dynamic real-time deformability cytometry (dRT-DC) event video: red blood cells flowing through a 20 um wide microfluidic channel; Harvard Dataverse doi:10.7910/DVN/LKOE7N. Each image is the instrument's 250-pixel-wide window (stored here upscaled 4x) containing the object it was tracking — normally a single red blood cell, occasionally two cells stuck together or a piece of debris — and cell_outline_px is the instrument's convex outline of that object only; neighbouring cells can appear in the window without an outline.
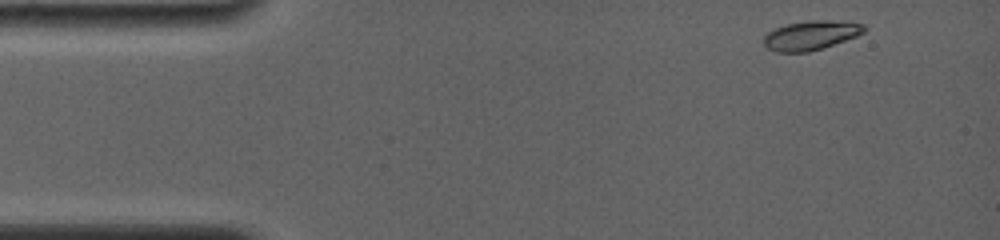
{"species": "common noctule bat (a hibernating species)", "species_latin": "Nyctalus noctula", "temperature_condition": "room temperature", "stored_images_in_passage": 41, "camera_frame_rate_fps": 4000, "um_per_image_px": 0.085, "animal": {"sex": "female", "body_mass_g": 19.0, "forearm_length_mm": 56.7}, "frame": {"image": 1, "passage_image": 1, "time_ms": 0.0, "image_size_px": [1000, 240], "cell_outline_px": [[868, 28], [864, 32], [856, 36], [808, 52], [776, 52], [768, 48], [764, 44], [764, 36], [768, 32], [776, 28], [788, 24], [808, 20], [824, 20], [864, 24]], "centroid_in_image_um": [68.91, 3.0], "position_along_channel_um": 16.1, "area_um2": 16.76}}
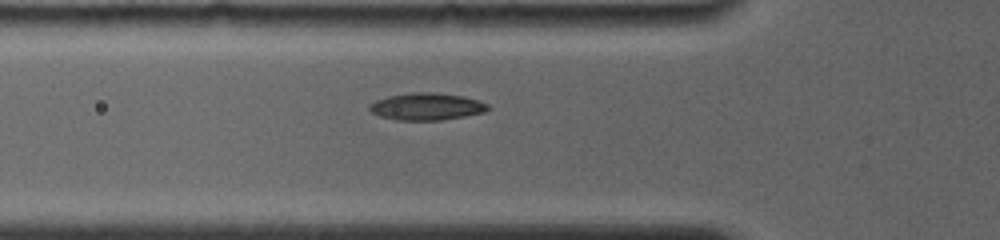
{"frame": {"image": 2, "passage_image": 26, "time_ms": 4.25, "image_size_px": [1000, 240], "cell_outline_px": [[492, 108], [484, 112], [464, 116], [440, 120], [396, 120], [380, 116], [372, 112], [368, 108], [368, 104], [376, 100], [388, 96], [412, 92], [436, 92], [464, 96], [488, 104]], "centroid_in_image_um": [36.25, 9.05], "position_along_channel_um": 89.5, "area_um2": 18.79}}
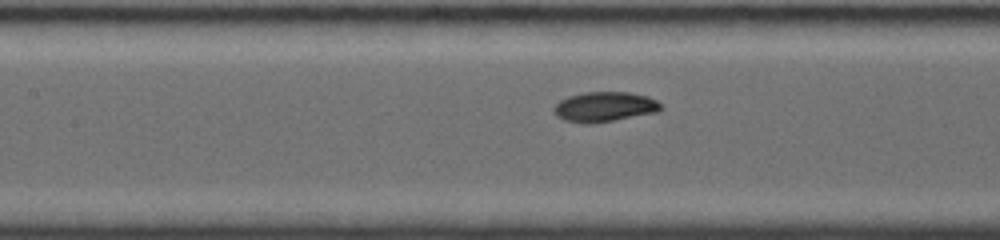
{"frame": {"image": 3, "passage_image": 36, "time_ms": 6.0, "image_size_px": [1000, 240], "cell_outline_px": [[664, 108], [656, 112], [592, 124], [584, 124], [564, 120], [556, 116], [552, 112], [552, 108], [560, 100], [568, 96], [584, 92], [628, 92], [648, 96], [656, 100]], "centroid_in_image_um": [51.34, 9.08], "position_along_channel_um": 156.1, "area_um2": 18.79}}